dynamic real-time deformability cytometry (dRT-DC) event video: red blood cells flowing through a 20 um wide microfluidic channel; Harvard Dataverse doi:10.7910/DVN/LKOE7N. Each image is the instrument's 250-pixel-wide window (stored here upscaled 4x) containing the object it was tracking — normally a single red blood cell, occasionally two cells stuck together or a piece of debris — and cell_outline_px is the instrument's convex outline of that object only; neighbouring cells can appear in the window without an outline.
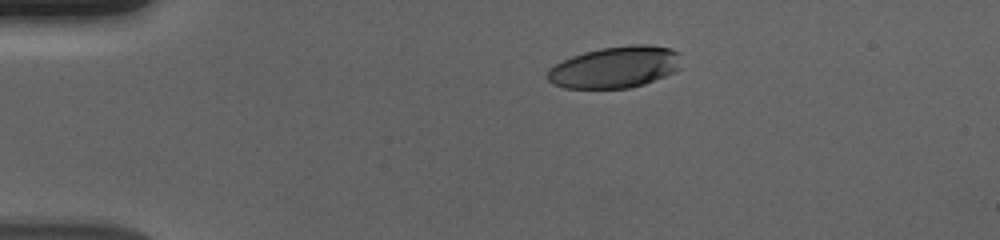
{"species": "human", "species_latin": "Homo sapiens", "temperature_condition": "cold", "stored_images_in_passage": 46, "camera_frame_rate_fps": 3000, "um_per_image_px": 0.085, "donor": {"sex": "male"}, "frame": {"image": 1, "passage_image": 1, "time_ms": 0.0, "image_size_px": [1000, 240], "cell_outline_px": [[680, 68], [664, 76], [644, 84], [628, 88], [564, 88], [552, 84], [548, 80], [548, 68], [572, 56], [584, 52], [600, 48], [632, 44], [648, 44], [672, 48], [680, 52]], "centroid_in_image_um": [52.3, 5.7], "position_along_channel_um": 32.7, "area_um2": 32.54}}
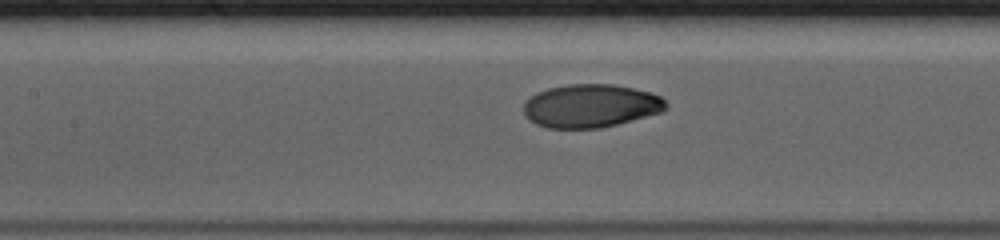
{"frame": {"image": 2, "passage_image": 16, "time_ms": 5.0, "image_size_px": [1000, 240], "cell_outline_px": [[668, 108], [664, 112], [600, 128], [548, 128], [536, 124], [524, 116], [524, 100], [536, 92], [548, 88], [568, 84], [612, 84], [632, 88], [648, 92], [660, 96], [668, 104]], "centroid_in_image_um": [50.2, 9.0], "position_along_channel_um": 157.2, "area_um2": 36.07}}
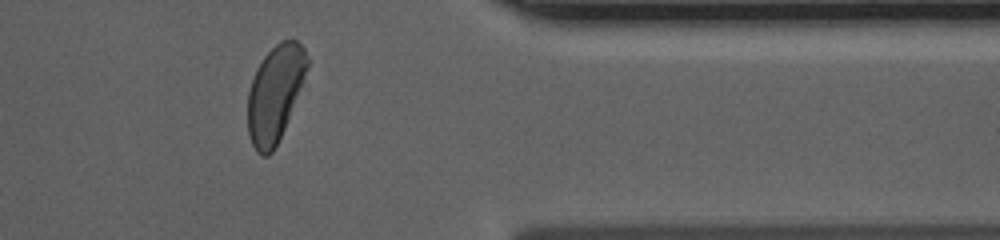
{"frame": {"image": 3, "passage_image": 36, "time_ms": 11.667, "image_size_px": [1000, 240], "cell_outline_px": [[308, 68], [284, 128], [272, 152], [268, 156], [260, 156], [256, 152], [252, 144], [248, 132], [248, 92], [256, 68], [264, 56], [280, 40], [296, 40], [304, 48], [308, 60]], "centroid_in_image_um": [23.35, 7.94], "position_along_channel_um": 388.0, "area_um2": 32.83}, "authors_computed_cell_mechanics": {"area_um2": 35.6048, "velocity_mm_per_s": 3.6748, "shape_relaxation_time_tau1_ms": 4.1458, "shape_relaxation_time_tau2_ms": 0.9945, "deformation_change_tau1": 0.1807, "deformation_change_tau2": 0.033}}